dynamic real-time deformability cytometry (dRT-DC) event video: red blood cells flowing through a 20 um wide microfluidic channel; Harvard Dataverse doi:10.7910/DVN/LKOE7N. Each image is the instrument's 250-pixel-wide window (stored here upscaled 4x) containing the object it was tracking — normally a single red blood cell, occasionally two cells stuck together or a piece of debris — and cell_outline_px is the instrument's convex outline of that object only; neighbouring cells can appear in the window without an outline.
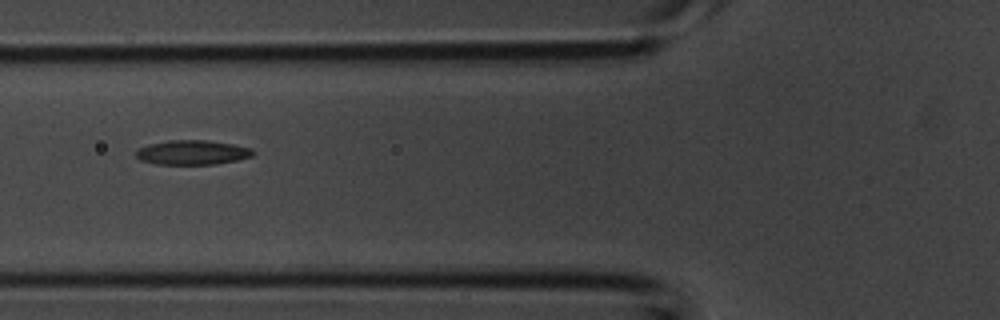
{"species": "common noctule bat (a hibernating species)", "species_latin": "Nyctalus noctula", "temperature_condition": "room temperature", "stored_images_in_passage": 11, "camera_frame_rate_fps": 3000, "um_per_image_px": 0.085, "animal": {"sex": "male", "body_mass_g": 20.1, "forearm_length_mm": 53.5}, "frame": {"image": 1, "passage_image": 4, "time_ms": 1.0, "image_size_px": [1000, 320], "cell_outline_px": [[256, 152], [252, 156], [236, 160], [216, 164], [156, 164], [140, 160], [136, 156], [136, 148], [148, 144], [168, 140], [208, 140], [232, 144], [252, 148]], "centroid_in_image_um": [16.33, 12.95], "position_along_channel_um": 109.5, "area_um2": 16.82}}
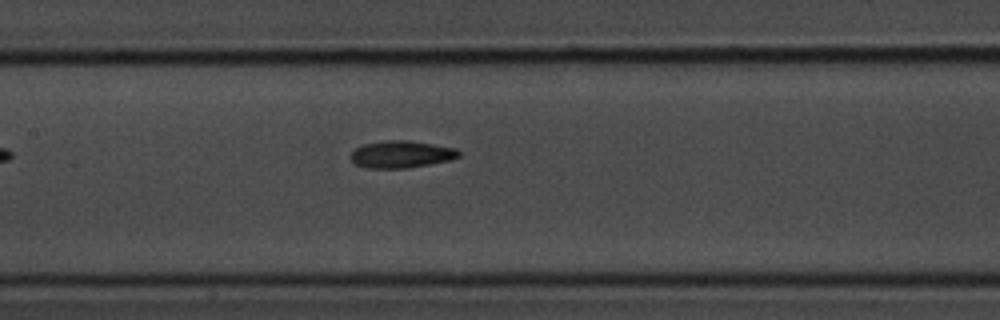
{"frame": {"image": 2, "passage_image": 8, "time_ms": 2.333, "image_size_px": [1000, 320], "cell_outline_px": [[460, 156], [448, 160], [408, 168], [368, 168], [356, 164], [352, 160], [352, 152], [356, 148], [364, 144], [388, 140], [408, 140], [456, 148], [460, 152]], "centroid_in_image_um": [34.12, 13.11], "position_along_channel_um": 173.3, "area_um2": 16.82}}